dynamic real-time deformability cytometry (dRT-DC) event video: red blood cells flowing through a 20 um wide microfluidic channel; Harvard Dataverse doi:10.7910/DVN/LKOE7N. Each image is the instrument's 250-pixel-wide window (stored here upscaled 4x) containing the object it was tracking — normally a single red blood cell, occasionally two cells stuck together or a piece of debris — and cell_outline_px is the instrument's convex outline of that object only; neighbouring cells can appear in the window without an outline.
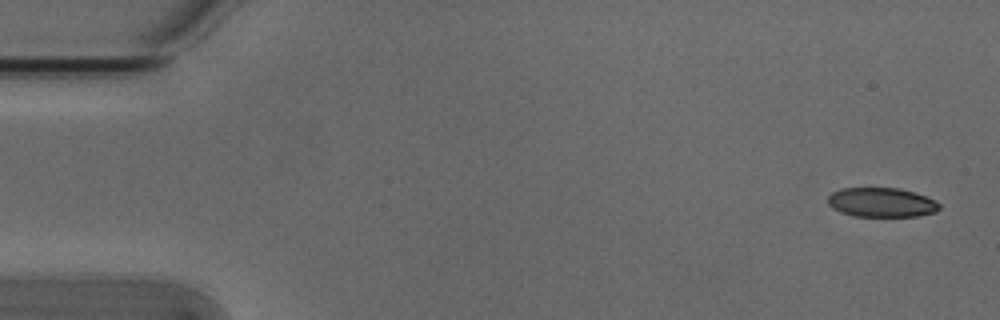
{"species": "Egyptian fruit bat (a non-hibernating species)", "species_latin": "Rousettus aegyptiacus", "temperature_condition": "cold", "stored_images_in_passage": 4, "camera_frame_rate_fps": 3000, "um_per_image_px": 0.085, "animal": {"sex": "male"}, "frame": {"image": 1, "passage_image": 1, "time_ms": 0.0, "image_size_px": [1000, 320], "cell_outline_px": [[940, 208], [936, 212], [916, 216], [852, 216], [840, 212], [832, 208], [828, 204], [828, 196], [832, 192], [840, 188], [896, 188], [912, 192], [936, 200], [940, 204]], "centroid_in_image_um": [74.9, 17.21], "position_along_channel_um": 10.1, "area_um2": 19.07}}
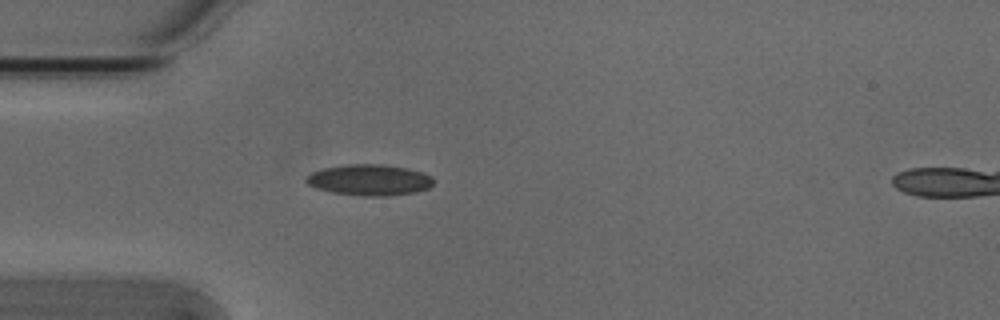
{"frame": {"image": 2, "passage_image": 4, "time_ms": 1.0, "image_size_px": [1000, 320], "cell_outline_px": [[436, 180], [428, 188], [416, 192], [388, 196], [364, 196], [332, 192], [316, 188], [308, 184], [304, 180], [304, 176], [312, 172], [324, 168], [344, 164], [380, 164], [408, 168], [424, 172], [432, 176]], "centroid_in_image_um": [31.41, 15.29], "position_along_channel_um": 53.6, "area_um2": 23.29}}